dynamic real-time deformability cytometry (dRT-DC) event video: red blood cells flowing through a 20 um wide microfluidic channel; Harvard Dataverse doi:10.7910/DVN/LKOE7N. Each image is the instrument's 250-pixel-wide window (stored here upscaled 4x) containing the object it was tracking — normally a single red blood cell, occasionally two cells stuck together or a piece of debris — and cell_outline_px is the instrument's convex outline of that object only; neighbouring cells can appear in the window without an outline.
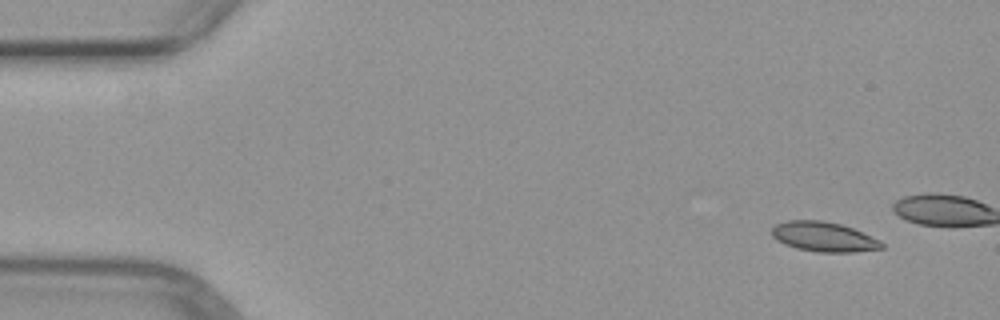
{"species": "common noctule bat (a hibernating species)", "species_latin": "Nyctalus noctula", "temperature_condition": "warm", "stored_images_in_passage": 3, "camera_frame_rate_fps": 3000, "um_per_image_px": 0.085, "animal": {"sex": "female", "body_mass_g": 29.2, "forearm_length_mm": 56.3}, "frame": {"image": 1, "passage_image": 1, "time_ms": 0.0, "image_size_px": [1000, 320], "cell_outline_px": [[884, 248], [852, 252], [820, 252], [796, 248], [784, 244], [776, 240], [772, 236], [772, 228], [776, 224], [788, 220], [824, 220], [840, 224], [852, 228], [880, 240], [884, 244]], "centroid_in_image_um": [70.0, 20.12], "position_along_channel_um": 15.0, "area_um2": 19.02}}